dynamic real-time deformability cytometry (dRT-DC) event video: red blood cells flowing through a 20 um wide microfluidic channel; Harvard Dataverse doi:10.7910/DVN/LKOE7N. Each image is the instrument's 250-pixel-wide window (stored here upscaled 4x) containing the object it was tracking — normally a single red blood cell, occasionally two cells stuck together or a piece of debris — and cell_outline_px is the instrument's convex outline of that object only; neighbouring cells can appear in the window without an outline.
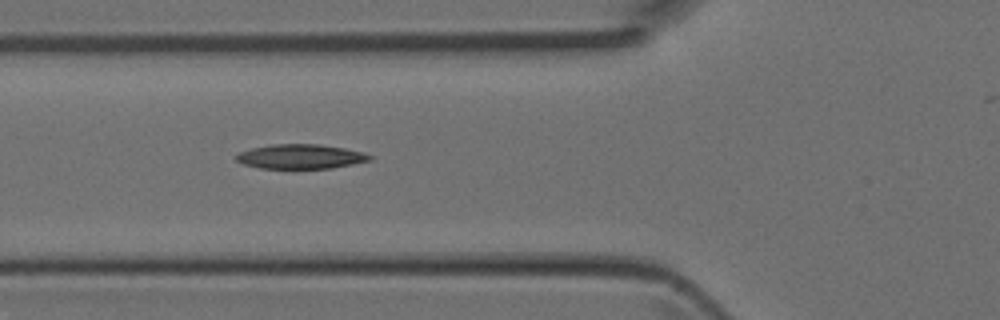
{"species": "Egyptian fruit bat (a non-hibernating species)", "species_latin": "Rousettus aegyptiacus", "temperature_condition": "room temperature", "stored_images_in_passage": 4, "camera_frame_rate_fps": 3000, "um_per_image_px": 0.085, "animal": {"sex": "female"}, "frame": {"image": 1, "passage_image": 4, "time_ms": 1.0, "image_size_px": [1000, 320], "cell_outline_px": [[372, 160], [332, 168], [260, 168], [244, 164], [236, 160], [236, 156], [240, 152], [252, 148], [272, 144], [320, 144], [344, 148], [364, 152], [372, 156]], "centroid_in_image_um": [25.58, 13.3], "position_along_channel_um": 100.2, "area_um2": 18.96}}